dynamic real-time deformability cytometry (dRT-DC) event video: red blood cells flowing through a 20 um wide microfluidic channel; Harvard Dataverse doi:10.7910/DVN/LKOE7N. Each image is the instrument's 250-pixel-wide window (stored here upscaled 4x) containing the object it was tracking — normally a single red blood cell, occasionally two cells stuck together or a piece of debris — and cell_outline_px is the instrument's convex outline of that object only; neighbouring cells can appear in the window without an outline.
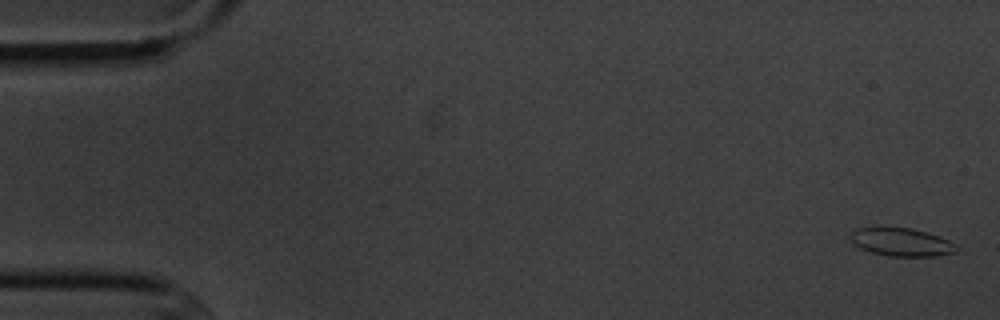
{"species": "common noctule bat (a hibernating species)", "species_latin": "Nyctalus noctula", "temperature_condition": "cold", "stored_images_in_passage": 5, "camera_frame_rate_fps": 3000, "um_per_image_px": 0.085, "animal": {"sex": "male", "body_mass_g": 20.1, "forearm_length_mm": 53.5}, "frame": {"image": 1, "passage_image": 1, "time_ms": 0.0, "image_size_px": [1000, 320], "cell_outline_px": [[956, 252], [936, 256], [888, 256], [872, 252], [860, 248], [848, 236], [856, 228], [912, 228], [940, 236], [956, 244]], "centroid_in_image_um": [76.64, 20.58], "position_along_channel_um": 8.4, "area_um2": 17.17}}
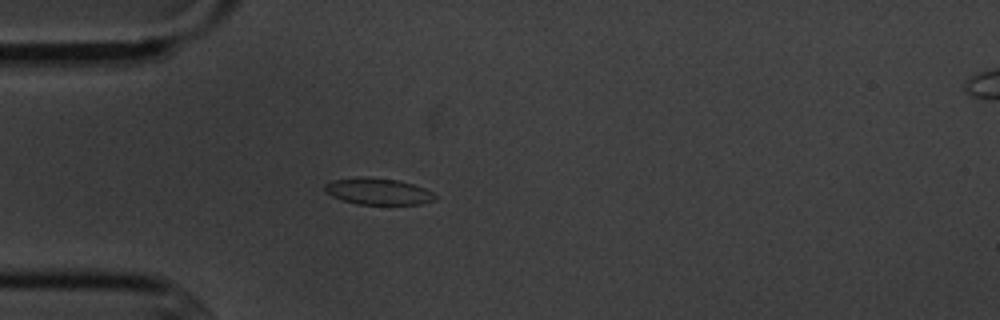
{"frame": {"image": 2, "passage_image": 5, "time_ms": 4.667, "image_size_px": [1000, 320], "cell_outline_px": [[436, 200], [420, 204], [356, 204], [332, 196], [324, 192], [324, 184], [332, 180], [364, 176], [400, 180], [424, 188], [432, 192], [436, 196]], "centroid_in_image_um": [32.12, 16.26], "position_along_channel_um": 52.9, "area_um2": 17.11}}